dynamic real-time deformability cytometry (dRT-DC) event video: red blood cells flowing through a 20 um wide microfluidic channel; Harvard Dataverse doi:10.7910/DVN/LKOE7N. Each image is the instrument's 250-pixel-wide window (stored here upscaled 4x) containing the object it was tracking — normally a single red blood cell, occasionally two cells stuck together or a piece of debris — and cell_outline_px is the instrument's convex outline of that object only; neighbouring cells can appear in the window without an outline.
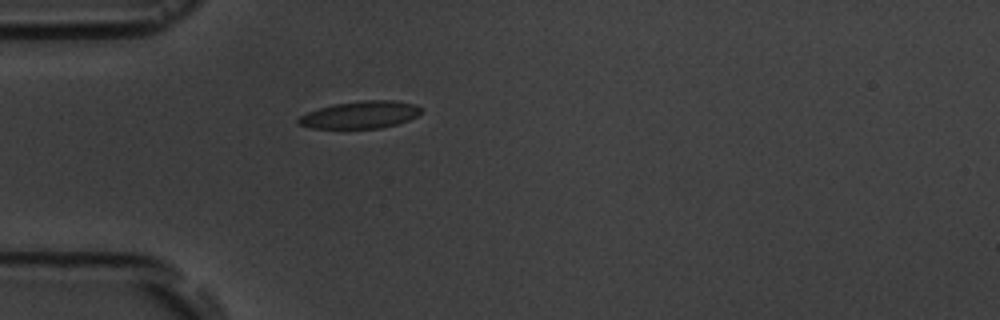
{"species": "common noctule bat (a hibernating species)", "species_latin": "Nyctalus noctula", "temperature_condition": "room temperature", "stored_images_in_passage": 1, "camera_frame_rate_fps": 3000, "um_per_image_px": 0.085, "animal": {"sex": "male", "body_mass_g": 19.5, "forearm_length_mm": 54.6}, "frame": {"image": 1, "passage_image": 1, "time_ms": 0.0, "image_size_px": [1000, 320], "cell_outline_px": [[424, 108], [416, 116], [408, 120], [396, 124], [380, 128], [312, 128], [296, 124], [296, 120], [300, 116], [308, 112], [332, 104], [360, 100], [392, 100], [416, 104]], "centroid_in_image_um": [30.62, 9.75], "position_along_channel_um": 54.4, "area_um2": 19.59}}